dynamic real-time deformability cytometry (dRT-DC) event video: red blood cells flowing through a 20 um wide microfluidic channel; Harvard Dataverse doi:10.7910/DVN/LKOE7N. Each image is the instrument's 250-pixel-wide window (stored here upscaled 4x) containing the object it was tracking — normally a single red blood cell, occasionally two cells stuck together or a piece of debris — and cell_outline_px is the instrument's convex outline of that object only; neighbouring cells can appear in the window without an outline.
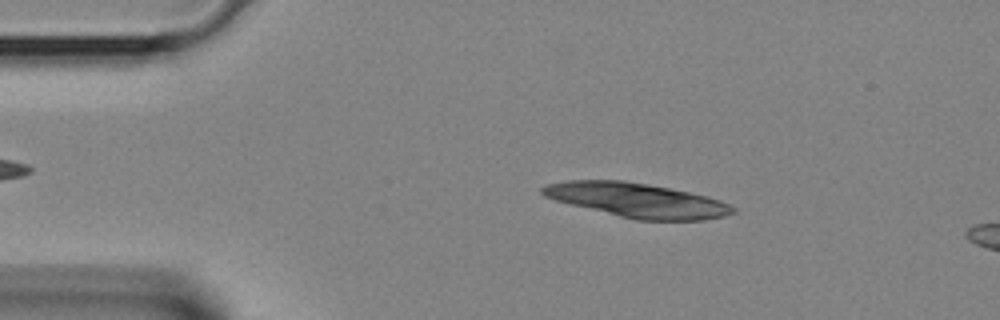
{"species": "Egyptian fruit bat (a non-hibernating species)", "species_latin": "Rousettus aegyptiacus", "temperature_condition": "room temperature", "stored_images_in_passage": 5, "camera_frame_rate_fps": 3000, "um_per_image_px": 0.085, "animal": {"sex": "female"}, "frame": {"image": 1, "passage_image": 1, "time_ms": 0.0, "image_size_px": [1000, 320], "cell_outline_px": [[736, 212], [724, 216], [704, 220], [636, 220], [556, 200], [544, 196], [540, 192], [540, 188], [548, 184], [568, 180], [624, 180], [648, 184], [708, 196], [720, 200], [736, 208]], "centroid_in_image_um": [54.18, 17.01], "position_along_channel_um": 30.8, "area_um2": 37.74}}